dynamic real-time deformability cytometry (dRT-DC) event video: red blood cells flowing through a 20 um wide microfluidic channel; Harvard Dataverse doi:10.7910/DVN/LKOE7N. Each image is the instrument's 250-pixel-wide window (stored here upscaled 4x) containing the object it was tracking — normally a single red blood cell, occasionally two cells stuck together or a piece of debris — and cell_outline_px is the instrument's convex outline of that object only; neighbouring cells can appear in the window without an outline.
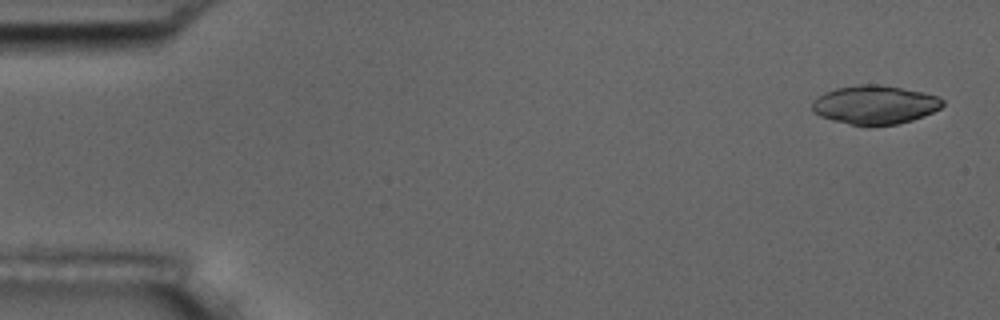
{"species": "common noctule bat (a hibernating species)", "species_latin": "Nyctalus noctula", "temperature_condition": "room temperature", "stored_images_in_passage": 6, "camera_frame_rate_fps": 3000, "um_per_image_px": 0.085, "animal": {"sex": "male", "body_mass_g": 17.5, "forearm_length_mm": 52.3}, "frame": {"image": 1, "passage_image": 1, "time_ms": 0.0, "image_size_px": [1000, 320], "cell_outline_px": [[944, 104], [940, 108], [924, 116], [912, 120], [896, 124], [848, 124], [832, 120], [820, 116], [812, 112], [812, 104], [824, 92], [836, 88], [856, 84], [880, 84], [924, 92], [936, 96], [944, 100]], "centroid_in_image_um": [74.37, 8.88], "position_along_channel_um": 10.6, "area_um2": 29.19}}
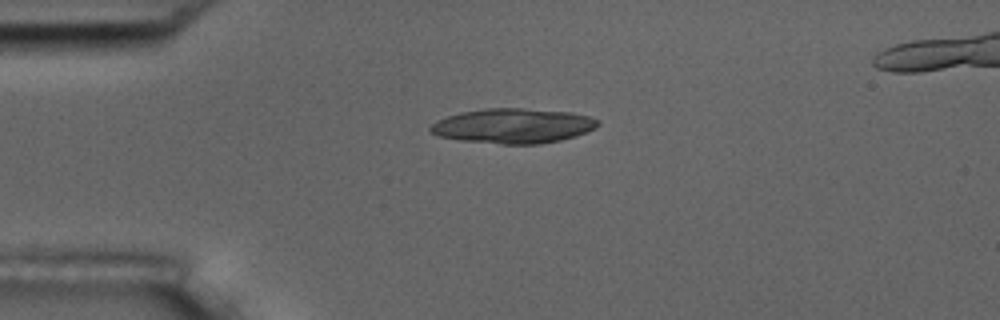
{"frame": {"image": 2, "passage_image": 4, "time_ms": 3.667, "image_size_px": [1000, 320], "cell_outline_px": [[600, 124], [596, 128], [576, 136], [560, 140], [540, 144], [500, 144], [460, 140], [440, 136], [432, 132], [428, 128], [436, 120], [460, 112], [484, 108], [524, 108], [572, 112], [588, 116], [600, 120]], "centroid_in_image_um": [43.64, 10.69], "position_along_channel_um": 41.4, "area_um2": 34.16}}